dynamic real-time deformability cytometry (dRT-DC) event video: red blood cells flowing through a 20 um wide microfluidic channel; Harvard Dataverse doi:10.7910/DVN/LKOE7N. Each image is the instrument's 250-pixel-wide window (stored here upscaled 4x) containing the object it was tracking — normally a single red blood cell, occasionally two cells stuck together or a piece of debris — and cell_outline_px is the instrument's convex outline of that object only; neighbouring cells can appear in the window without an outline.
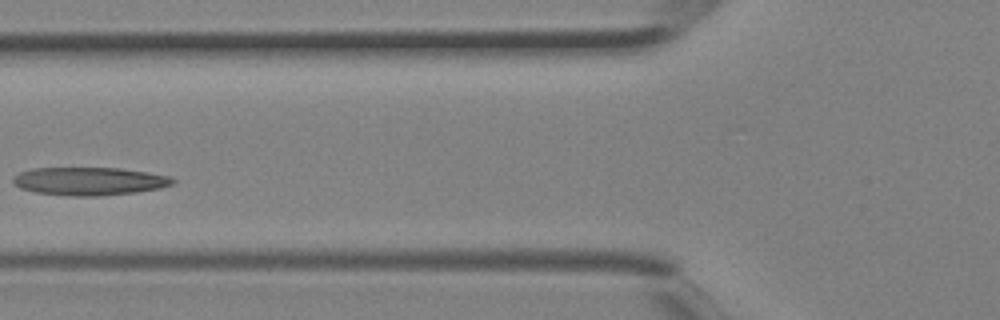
{"species": "Egyptian fruit bat (a non-hibernating species)", "species_latin": "Rousettus aegyptiacus", "temperature_condition": "room temperature", "stored_images_in_passage": 2, "camera_frame_rate_fps": 3000, "um_per_image_px": 0.085, "animal": {"sex": "female"}, "frame": {"image": 1, "passage_image": 2, "time_ms": 0.333, "image_size_px": [1000, 320], "cell_outline_px": [[176, 180], [172, 184], [160, 188], [136, 192], [100, 196], [68, 196], [36, 192], [20, 188], [12, 180], [12, 176], [20, 172], [32, 168], [120, 168], [148, 172], [172, 176]], "centroid_in_image_um": [7.61, 15.4], "position_along_channel_um": 118.2, "area_um2": 26.24}}